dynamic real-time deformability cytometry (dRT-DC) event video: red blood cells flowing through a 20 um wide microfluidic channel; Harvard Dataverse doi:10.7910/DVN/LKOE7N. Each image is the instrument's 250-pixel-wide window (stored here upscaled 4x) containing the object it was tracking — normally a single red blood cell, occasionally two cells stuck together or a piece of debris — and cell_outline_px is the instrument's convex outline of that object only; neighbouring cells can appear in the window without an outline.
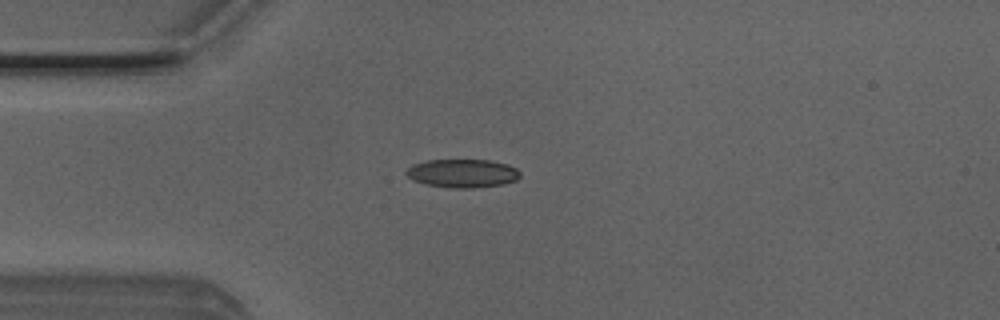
{"species": "Egyptian fruit bat (a non-hibernating species)", "species_latin": "Rousettus aegyptiacus", "temperature_condition": "room temperature", "stored_images_in_passage": 30, "camera_frame_rate_fps": 3000, "um_per_image_px": 0.085, "animal": {"sex": "male"}, "frame": {"image": 1, "passage_image": 2, "time_ms": 0.333, "image_size_px": [1000, 320], "cell_outline_px": [[520, 176], [516, 180], [504, 184], [472, 188], [452, 188], [424, 184], [412, 180], [404, 172], [412, 164], [428, 160], [488, 160], [508, 164], [516, 168], [520, 172]], "centroid_in_image_um": [39.3, 14.73], "position_along_channel_um": 45.7, "area_um2": 18.96}}
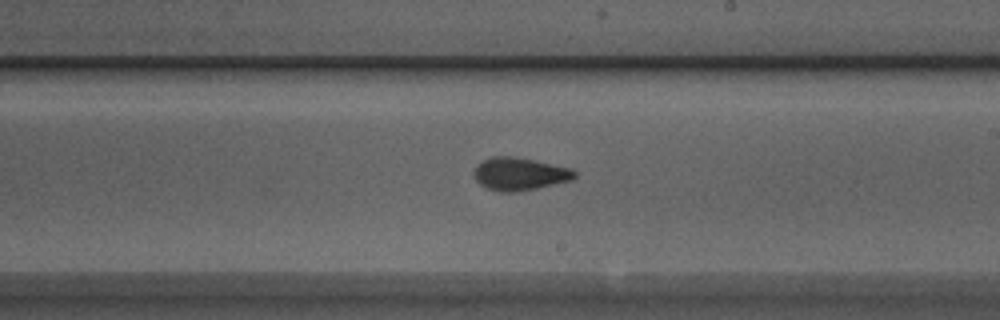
{"frame": {"image": 2, "passage_image": 18, "time_ms": 5.667, "image_size_px": [1000, 320], "cell_outline_px": [[576, 176], [572, 180], [536, 188], [516, 192], [500, 192], [488, 188], [480, 184], [472, 176], [472, 172], [476, 164], [492, 156], [512, 156], [536, 160], [572, 168], [576, 172]], "centroid_in_image_um": [44.14, 14.77], "position_along_channel_um": 244.9, "area_um2": 19.42}}
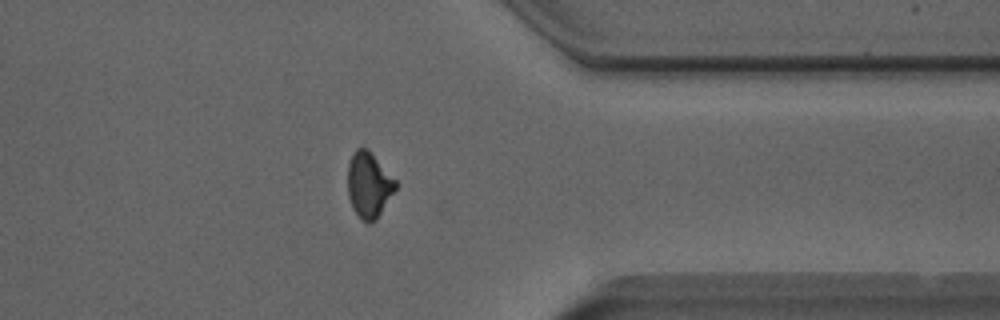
{"frame": {"image": 3, "passage_image": 29, "time_ms": 9.333, "image_size_px": [1000, 320], "cell_outline_px": [[396, 188], [376, 220], [372, 224], [368, 224], [352, 208], [348, 196], [348, 164], [352, 152], [356, 148], [368, 148], [372, 152], [396, 180]], "centroid_in_image_um": [31.34, 15.69], "position_along_channel_um": 380.1, "area_um2": 18.32}, "authors_computed_cell_mechanics": {"area_um2": 18.8139, "velocity_mm_per_s": 3.997, "shape_relaxation_time_tau1_ms": 5.7451, "shape_relaxation_time_tau2_ms": 1.4307, "deformation_change_tau1": 0.1581, "deformation_change_tau2": 0.0756}}